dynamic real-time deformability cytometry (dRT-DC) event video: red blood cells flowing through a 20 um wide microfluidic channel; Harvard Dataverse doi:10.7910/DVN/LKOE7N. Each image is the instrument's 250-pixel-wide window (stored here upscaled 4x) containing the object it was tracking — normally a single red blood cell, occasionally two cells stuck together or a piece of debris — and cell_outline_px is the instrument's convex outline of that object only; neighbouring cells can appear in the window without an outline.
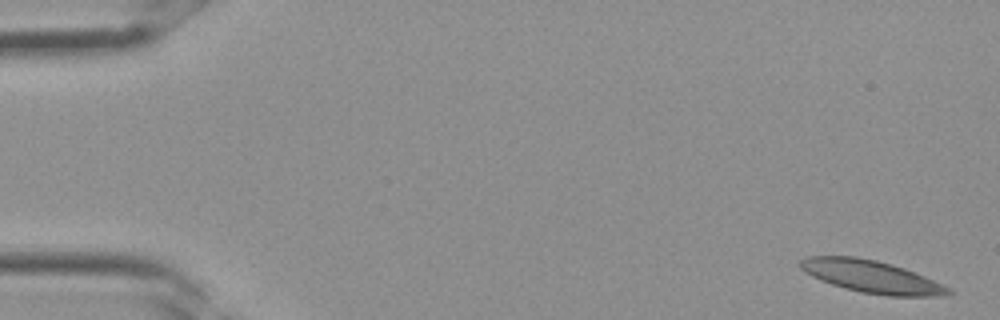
{"species": "Egyptian fruit bat (a non-hibernating species)", "species_latin": "Rousettus aegyptiacus", "temperature_condition": "room temperature", "stored_images_in_passage": 4, "camera_frame_rate_fps": 3000, "um_per_image_px": 0.085, "frame": {"image": 1, "passage_image": 1, "time_ms": 0.0, "image_size_px": [1000, 320], "cell_outline_px": [[956, 292], [944, 296], [888, 296], [860, 292], [844, 288], [820, 280], [812, 276], [800, 268], [800, 260], [808, 256], [856, 256], [876, 260], [892, 264], [904, 268], [924, 276], [952, 288]], "centroid_in_image_um": [74.12, 23.52], "position_along_channel_um": 10.9, "area_um2": 28.09}}
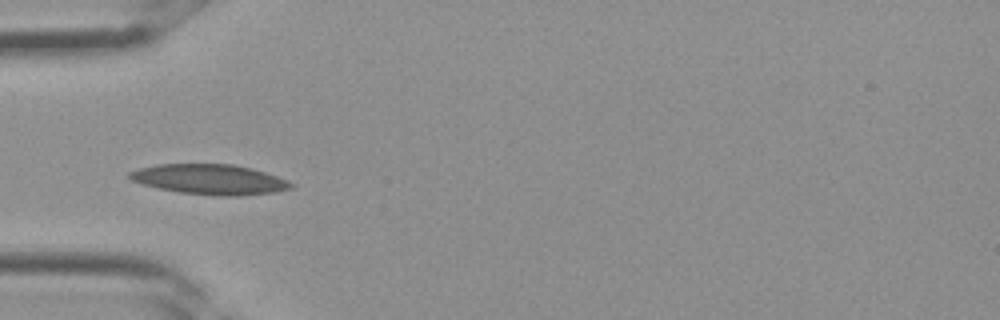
{"frame": {"image": 2, "passage_image": 4, "time_ms": 1.0, "image_size_px": [1000, 320], "cell_outline_px": [[296, 184], [292, 188], [276, 192], [240, 196], [216, 196], [180, 192], [156, 188], [132, 180], [128, 176], [128, 172], [140, 168], [156, 164], [232, 164], [252, 168], [288, 180]], "centroid_in_image_um": [17.86, 15.25], "position_along_channel_um": 67.1, "area_um2": 28.5}}